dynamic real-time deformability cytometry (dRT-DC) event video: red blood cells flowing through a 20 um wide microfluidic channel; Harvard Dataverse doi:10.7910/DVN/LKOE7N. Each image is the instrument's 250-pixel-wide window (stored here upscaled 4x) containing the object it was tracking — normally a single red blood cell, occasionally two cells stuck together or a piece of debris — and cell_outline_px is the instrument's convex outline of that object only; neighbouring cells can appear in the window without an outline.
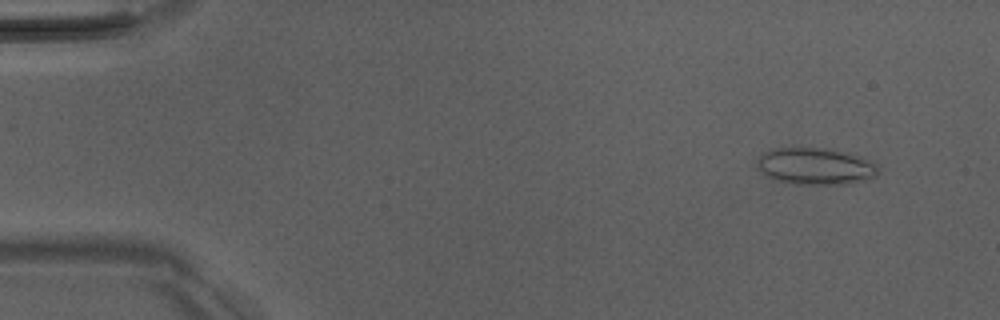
{"species": "Egyptian fruit bat (a non-hibernating species)", "species_latin": "Rousettus aegyptiacus", "temperature_condition": "room temperature", "stored_images_in_passage": 52, "camera_frame_rate_fps": 3000, "um_per_image_px": 0.085, "animal": {"sex": "male"}, "frame": {"image": 1, "passage_image": 5, "time_ms": 1.333, "image_size_px": [1000, 320], "cell_outline_px": [[880, 172], [876, 176], [848, 184], [796, 184], [772, 180], [756, 164], [756, 160], [764, 152], [776, 148], [824, 148], [848, 152], [868, 160], [876, 164]], "centroid_in_image_um": [69.32, 14.13], "position_along_channel_um": 15.7, "area_um2": 25.89}}
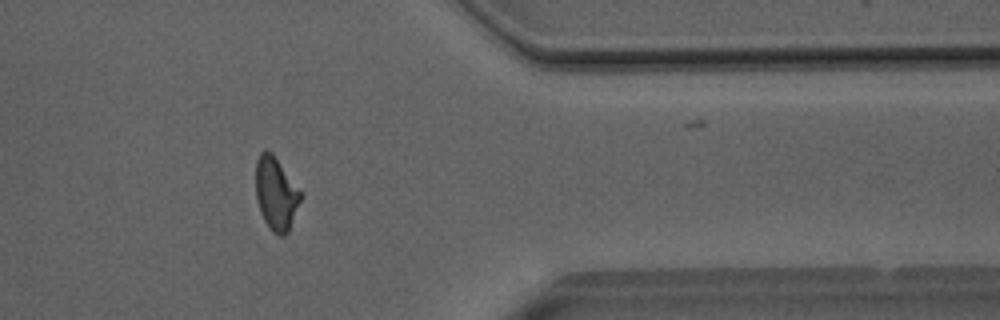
{"frame": {"image": 2, "passage_image": 42, "time_ms": 13.667, "image_size_px": [1000, 320], "cell_outline_px": [[300, 200], [288, 232], [284, 236], [280, 236], [272, 232], [264, 220], [260, 212], [256, 200], [256, 160], [260, 152], [264, 148], [272, 152], [300, 192]], "centroid_in_image_um": [23.41, 16.45], "position_along_channel_um": 388.0, "area_um2": 18.79}}
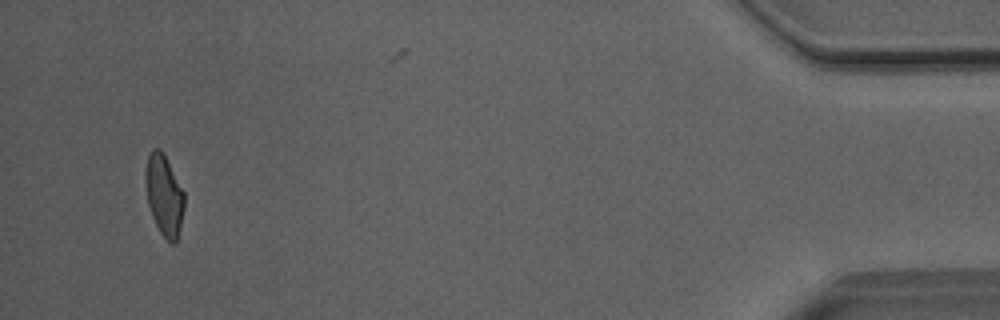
{"frame": {"image": 3, "passage_image": 49, "time_ms": 16.0, "image_size_px": [1000, 320], "cell_outline_px": [[184, 208], [180, 228], [176, 244], [172, 244], [160, 232], [152, 216], [148, 204], [144, 180], [144, 172], [148, 156], [152, 148], [160, 148], [184, 192]], "centroid_in_image_um": [13.93, 16.59], "position_along_channel_um": 421.3, "area_um2": 18.21}, "authors_computed_cell_mechanics": {"area_um2": 19.3052, "velocity_mm_per_s": 4.0815, "shape_relaxation_time_tau1_ms": 10.239, "shape_relaxation_time_tau2_ms": 1.3117, "deformation_change_tau1": 0.2541, "deformation_change_tau2": 0.087}}